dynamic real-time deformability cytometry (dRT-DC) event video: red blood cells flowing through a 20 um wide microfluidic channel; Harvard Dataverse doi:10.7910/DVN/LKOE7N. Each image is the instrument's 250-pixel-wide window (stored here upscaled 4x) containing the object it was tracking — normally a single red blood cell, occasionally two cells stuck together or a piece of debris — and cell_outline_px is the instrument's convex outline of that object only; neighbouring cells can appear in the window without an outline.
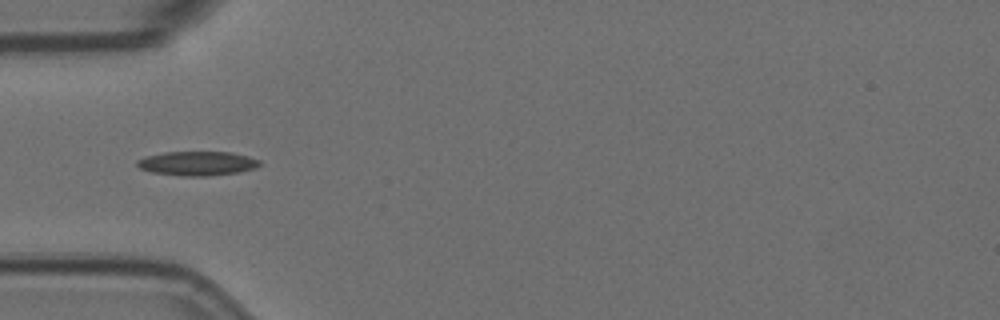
{"species": "Egyptian fruit bat (a non-hibernating species)", "species_latin": "Rousettus aegyptiacus", "temperature_condition": "room temperature", "stored_images_in_passage": 10, "camera_frame_rate_fps": 3000, "um_per_image_px": 0.085, "animal": {"sex": "female"}, "frame": {"image": 1, "passage_image": 5, "time_ms": 1.333, "image_size_px": [1000, 320], "cell_outline_px": [[260, 164], [256, 168], [240, 172], [208, 176], [184, 176], [152, 172], [140, 168], [136, 164], [136, 160], [144, 156], [164, 152], [232, 152], [248, 156], [260, 160]], "centroid_in_image_um": [16.77, 13.88], "position_along_channel_um": 68.2, "area_um2": 17.4}}
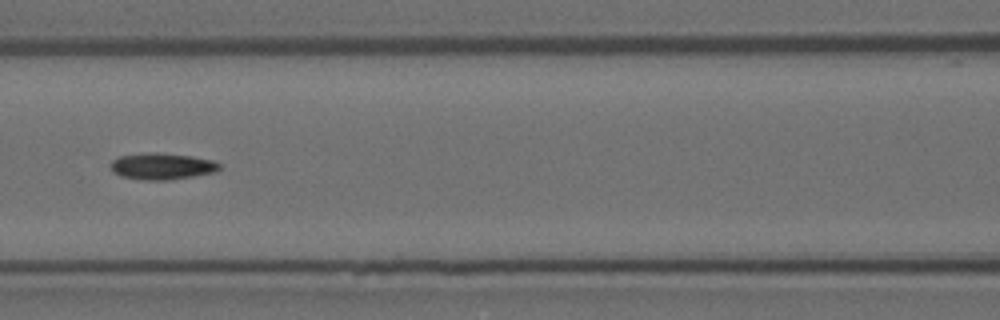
{"frame": {"image": 2, "passage_image": 7, "time_ms": 2.0, "image_size_px": [1000, 320], "cell_outline_px": [[220, 168], [216, 172], [168, 180], [140, 180], [120, 176], [112, 172], [112, 160], [120, 156], [148, 152], [156, 152], [192, 156], [212, 160], [220, 164]], "centroid_in_image_um": [13.76, 14.13], "position_along_channel_um": 152.8, "area_um2": 16.82}}
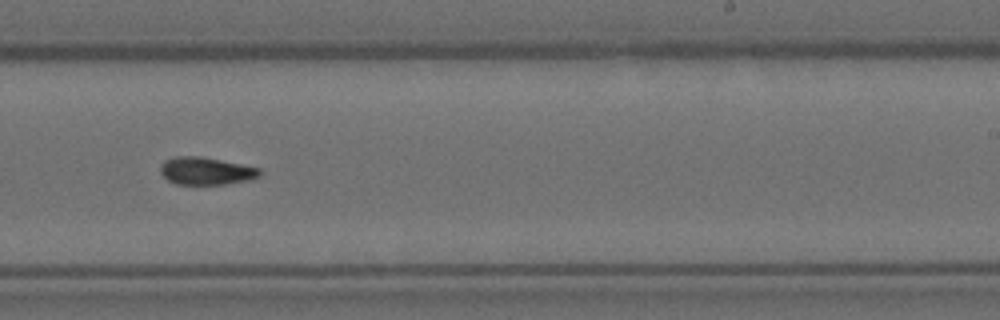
{"frame": {"image": 3, "passage_image": 10, "time_ms": 3.0, "image_size_px": [1000, 320], "cell_outline_px": [[264, 172], [260, 176], [252, 180], [224, 184], [176, 184], [168, 180], [160, 172], [160, 164], [164, 160], [176, 156], [200, 156], [260, 168]], "centroid_in_image_um": [17.53, 14.53], "position_along_channel_um": 271.5, "area_um2": 16.07}}